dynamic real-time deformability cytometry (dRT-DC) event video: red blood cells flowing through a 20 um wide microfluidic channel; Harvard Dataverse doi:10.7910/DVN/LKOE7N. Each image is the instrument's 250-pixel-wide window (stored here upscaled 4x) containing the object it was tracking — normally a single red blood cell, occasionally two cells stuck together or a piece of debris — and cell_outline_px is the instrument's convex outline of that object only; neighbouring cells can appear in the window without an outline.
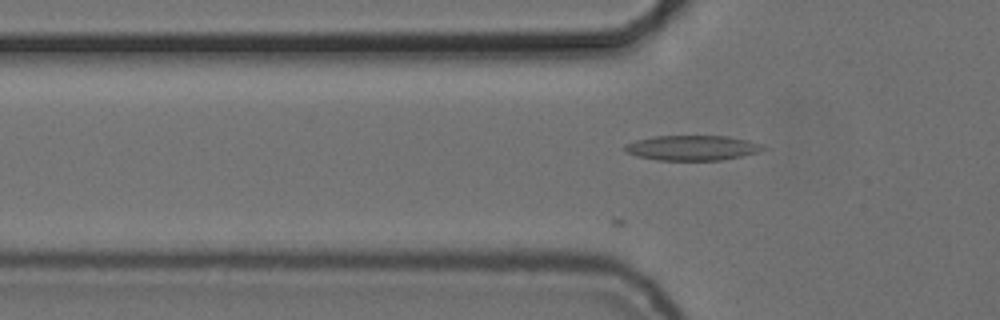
{"species": "common noctule bat (a hibernating species)", "species_latin": "Nyctalus noctula", "temperature_condition": "cold", "stored_images_in_passage": 33, "camera_frame_rate_fps": 3000, "um_per_image_px": 0.085, "animal": {"sex": "female", "body_mass_g": 24.6, "forearm_length_mm": 56.2}, "frame": {"image": 1, "passage_image": 2, "time_ms": 0.333, "image_size_px": [1000, 320], "cell_outline_px": [[772, 148], [760, 152], [744, 156], [720, 160], [656, 160], [636, 156], [624, 152], [624, 144], [636, 140], [652, 136], [728, 136], [748, 140]], "centroid_in_image_um": [58.87, 12.57], "position_along_channel_um": 66.9, "area_um2": 20.52}}
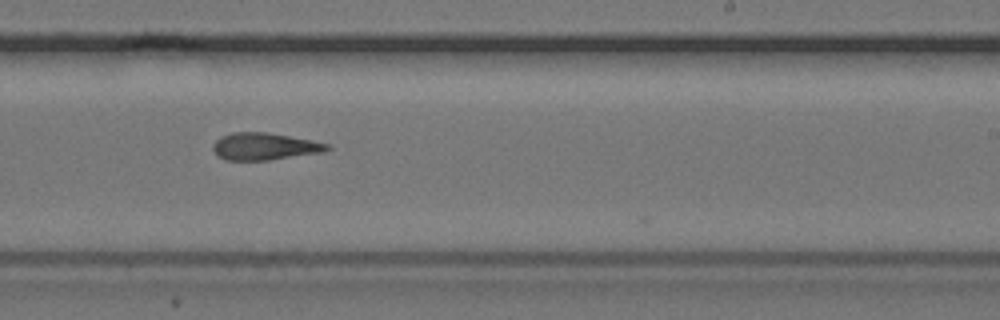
{"frame": {"image": 2, "passage_image": 18, "time_ms": 5.667, "image_size_px": [1000, 320], "cell_outline_px": [[332, 148], [324, 152], [268, 160], [224, 160], [216, 156], [212, 148], [212, 144], [220, 136], [232, 132], [268, 132], [312, 140], [328, 144]], "centroid_in_image_um": [22.45, 12.44], "position_along_channel_um": 266.6, "area_um2": 18.26}}
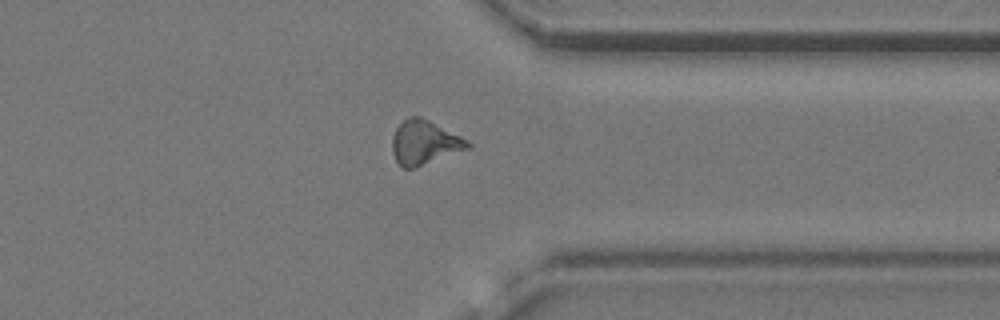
{"frame": {"image": 3, "passage_image": 27, "time_ms": 8.667, "image_size_px": [1000, 320], "cell_outline_px": [[472, 148], [416, 168], [404, 168], [396, 160], [392, 152], [392, 136], [396, 128], [408, 116], [420, 116], [468, 140], [472, 144]], "centroid_in_image_um": [36.1, 12.13], "position_along_channel_um": 375.3, "area_um2": 19.54}, "authors_computed_cell_mechanics": {"area_um2": 17.629, "velocity_mm_per_s": 3.7148, "shape_relaxation_time_tau1_ms": 0.2135, "shape_relaxation_time_tau2_ms": 6.9952, "deformation_change_tau1": 0.0312, "deformation_change_tau2": 0.1819}}